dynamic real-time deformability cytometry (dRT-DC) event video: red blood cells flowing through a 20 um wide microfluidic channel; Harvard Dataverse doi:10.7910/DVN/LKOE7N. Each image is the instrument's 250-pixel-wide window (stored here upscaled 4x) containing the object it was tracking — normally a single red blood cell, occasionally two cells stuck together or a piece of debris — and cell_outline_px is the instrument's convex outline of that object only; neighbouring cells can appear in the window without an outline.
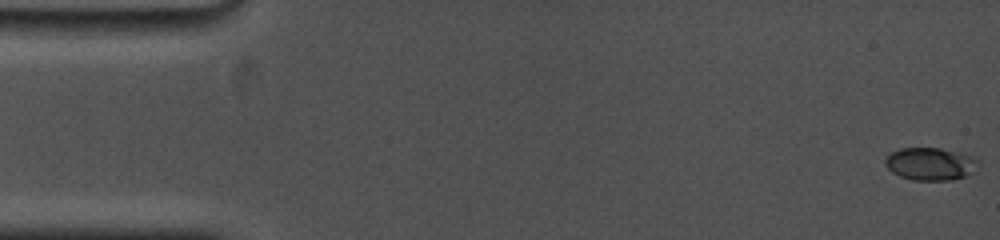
{"species": "common noctule bat (a hibernating species)", "species_latin": "Nyctalus noctula", "temperature_condition": "cold", "stored_images_in_passage": 82, "camera_frame_rate_fps": 5000, "um_per_image_px": 0.085, "animal": {"sex": "female", "body_mass_g": 19.0, "forearm_length_mm": 53.3}, "frame": {"image": 1, "passage_image": 1, "time_ms": 0.0, "image_size_px": [1000, 240], "cell_outline_px": [[980, 160], [976, 172], [952, 180], [912, 180], [900, 176], [892, 172], [884, 164], [884, 160], [892, 152], [900, 148], [940, 148], [972, 156]], "centroid_in_image_um": [79.11, 13.94], "position_along_channel_um": 5.9, "area_um2": 17.8}}
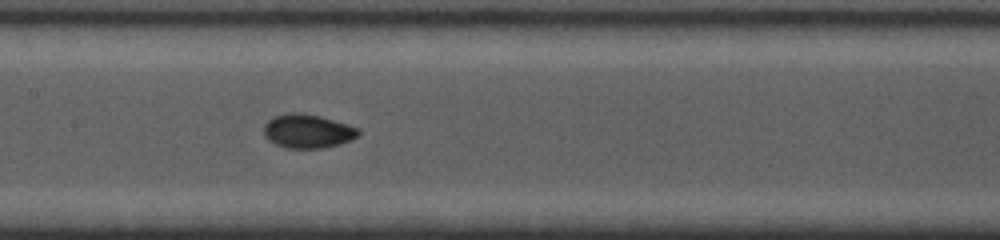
{"frame": {"image": 2, "passage_image": 45, "time_ms": 8.2, "image_size_px": [1000, 240], "cell_outline_px": [[360, 132], [352, 140], [340, 144], [324, 148], [284, 148], [268, 140], [264, 136], [264, 124], [272, 116], [288, 112], [304, 112], [320, 116], [348, 124], [360, 128]], "centroid_in_image_um": [26.14, 11.13], "position_along_channel_um": 181.3, "area_um2": 19.02}}
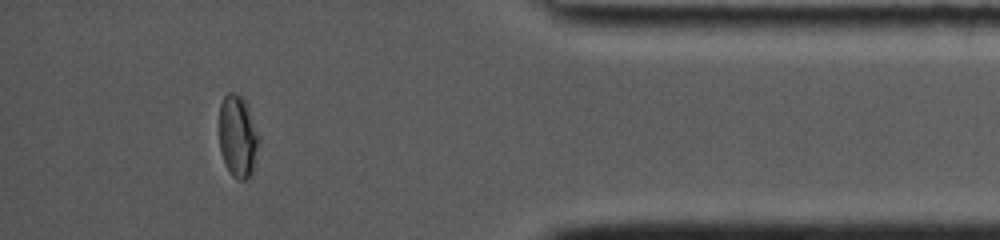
{"frame": {"image": 3, "passage_image": 74, "time_ms": 15.0, "image_size_px": [1000, 240], "cell_outline_px": [[260, 140], [252, 176], [244, 180], [236, 180], [232, 176], [220, 152], [220, 104], [224, 96], [228, 92], [232, 92], [240, 96], [244, 100], [248, 108]], "centroid_in_image_um": [20.22, 11.63], "position_along_channel_um": 415.0, "area_um2": 18.9}, "authors_computed_cell_mechanics": {"area_um2": 17.4556, "velocity_mm_per_s": 3.7802, "shape_relaxation_time_tau1_ms": 9.1632, "shape_relaxation_time_tau2_ms": null, "deformation_change_tau1": 0.242, "deformation_change_tau2": null}}